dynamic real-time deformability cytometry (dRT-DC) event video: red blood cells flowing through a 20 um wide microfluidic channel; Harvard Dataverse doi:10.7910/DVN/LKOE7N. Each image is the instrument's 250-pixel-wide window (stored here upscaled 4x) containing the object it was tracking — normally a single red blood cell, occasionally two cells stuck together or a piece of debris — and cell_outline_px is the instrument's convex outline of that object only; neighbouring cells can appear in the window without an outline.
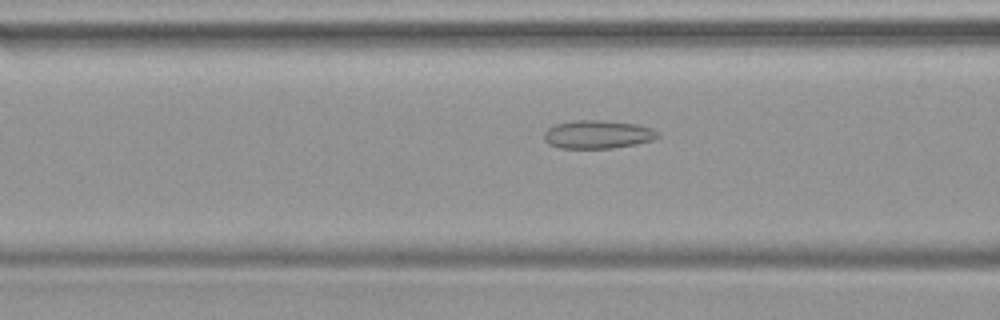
{"species": "common noctule bat (a hibernating species)", "species_latin": "Nyctalus noctula", "temperature_condition": "warm", "stored_images_in_passage": 43, "camera_frame_rate_fps": 3000, "um_per_image_px": 0.085, "animal": {"sex": "female", "body_mass_g": 19.9}, "frame": {"image": 1, "passage_image": 14, "time_ms": 4.333, "image_size_px": [1000, 320], "cell_outline_px": [[660, 136], [652, 140], [636, 144], [612, 148], [560, 148], [548, 144], [544, 140], [544, 132], [548, 128], [556, 124], [572, 120], [604, 120], [636, 124], [652, 128]], "centroid_in_image_um": [50.78, 11.42], "position_along_channel_um": 115.8, "area_um2": 18.79}}
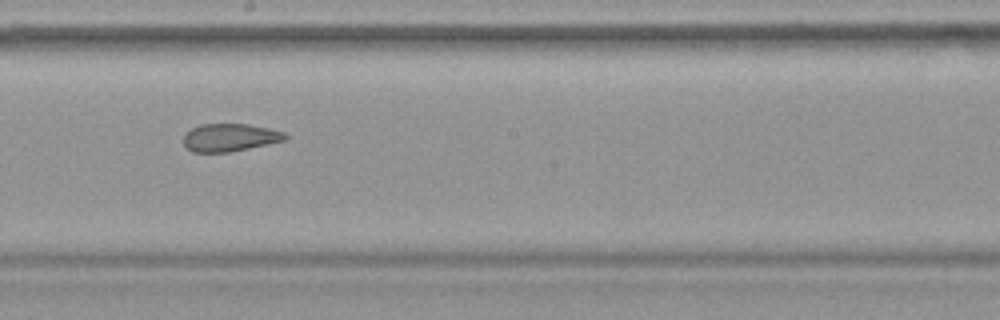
{"frame": {"image": 2, "passage_image": 22, "time_ms": 7.0, "image_size_px": [1000, 320], "cell_outline_px": [[288, 140], [228, 152], [192, 152], [184, 148], [184, 132], [200, 124], [248, 124], [268, 128], [284, 132], [288, 136]], "centroid_in_image_um": [19.52, 11.69], "position_along_channel_um": 228.7, "area_um2": 16.59}}
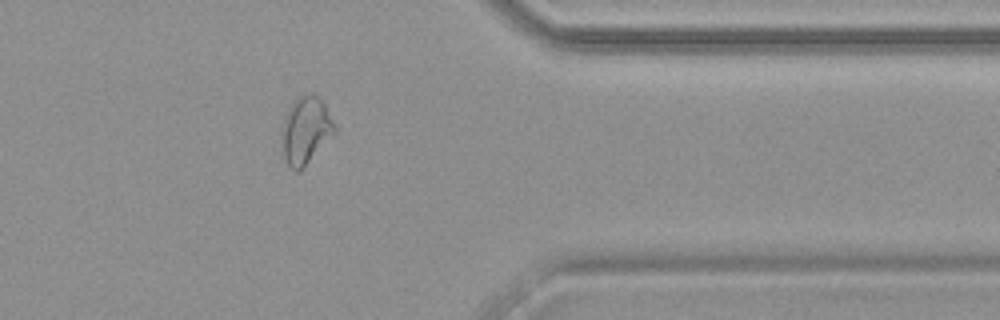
{"frame": {"image": 3, "passage_image": 34, "time_ms": 11.0, "image_size_px": [1000, 320], "cell_outline_px": [[336, 132], [296, 172], [288, 168], [284, 160], [284, 120], [288, 108], [296, 96], [312, 92], [324, 104], [336, 128]], "centroid_in_image_um": [25.98, 11.03], "position_along_channel_um": 385.4, "area_um2": 19.88}}